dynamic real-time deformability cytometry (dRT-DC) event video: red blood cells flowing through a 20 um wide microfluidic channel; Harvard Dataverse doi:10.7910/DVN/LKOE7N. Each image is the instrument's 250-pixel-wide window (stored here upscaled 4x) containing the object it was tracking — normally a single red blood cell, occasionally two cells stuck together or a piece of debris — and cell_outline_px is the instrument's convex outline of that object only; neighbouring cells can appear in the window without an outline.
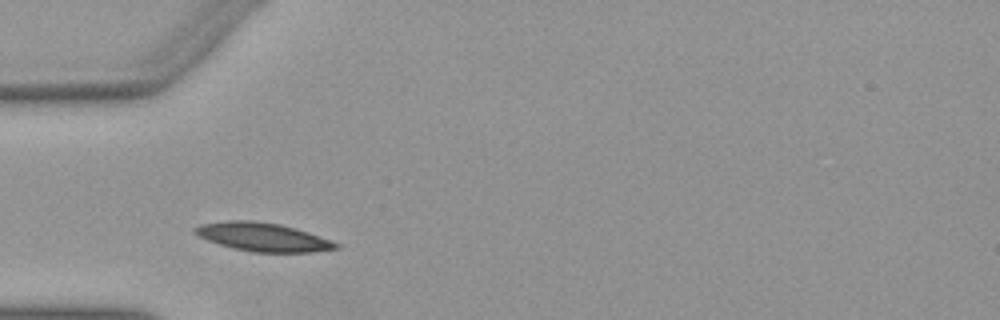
{"species": "Egyptian fruit bat (a non-hibernating species)", "species_latin": "Rousettus aegyptiacus", "temperature_condition": "warm", "stored_images_in_passage": 27, "camera_frame_rate_fps": 3000, "um_per_image_px": 0.085, "animal": {"sex": "female"}, "frame": {"image": 1, "passage_image": 1, "time_ms": 0.0, "image_size_px": [1000, 320], "cell_outline_px": [[340, 248], [312, 252], [252, 252], [232, 248], [208, 240], [192, 232], [192, 228], [200, 224], [228, 220], [252, 220], [280, 224], [308, 232], [332, 240], [340, 244]], "centroid_in_image_um": [22.34, 20.14], "position_along_channel_um": 62.7, "area_um2": 23.47}}
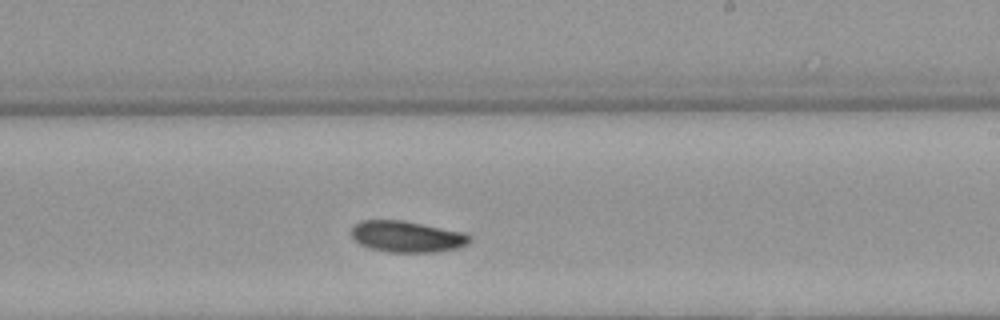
{"frame": {"image": 2, "passage_image": 16, "time_ms": 5.0, "image_size_px": [1000, 320], "cell_outline_px": [[472, 240], [468, 244], [456, 248], [436, 252], [388, 252], [372, 248], [360, 244], [352, 236], [352, 228], [360, 220], [404, 220], [464, 232], [472, 236]], "centroid_in_image_um": [34.63, 20.1], "position_along_channel_um": 254.4, "area_um2": 21.56}}
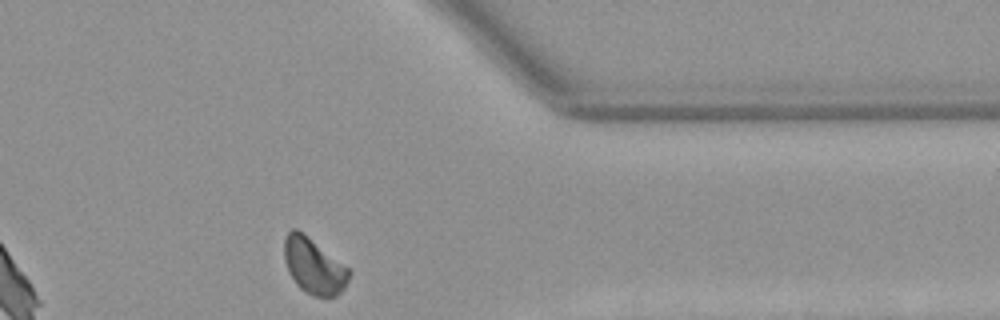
{"frame": {"image": 3, "passage_image": 27, "time_ms": 8.667, "image_size_px": [1000, 320], "cell_outline_px": [[352, 272], [344, 288], [336, 296], [312, 296], [300, 288], [296, 284], [288, 272], [284, 260], [284, 236], [292, 228], [296, 228], [304, 232], [348, 268]], "centroid_in_image_um": [26.65, 22.59], "position_along_channel_um": 384.8, "area_um2": 21.15}, "authors_computed_cell_mechanics": {"area_um2": 21.6172, "velocity_mm_per_s": 3.8945, "shape_relaxation_time_tau1_ms": 3.8406, "shape_relaxation_time_tau2_ms": null, "deformation_change_tau1": 0.102, "deformation_change_tau2": null}}